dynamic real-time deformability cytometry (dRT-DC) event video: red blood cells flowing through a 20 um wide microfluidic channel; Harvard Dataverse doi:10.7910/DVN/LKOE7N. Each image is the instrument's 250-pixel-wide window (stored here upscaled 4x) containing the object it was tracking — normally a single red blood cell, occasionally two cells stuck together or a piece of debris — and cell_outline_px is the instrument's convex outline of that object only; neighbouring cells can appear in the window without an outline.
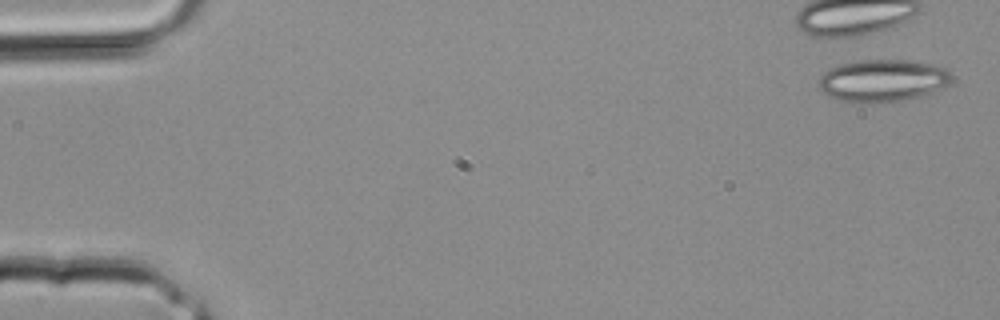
{"species": "common noctule bat (a hibernating species)", "species_latin": "Nyctalus noctula", "temperature_condition": "room temperature", "stored_images_in_passage": 2, "camera_frame_rate_fps": 3000, "um_per_image_px": 0.085, "animal": {"sex": "male", "body_mass_g": 20.4}, "frame": {"image": 1, "passage_image": 1, "time_ms": 0.0, "image_size_px": [1000, 320], "cell_outline_px": [[952, 80], [948, 84], [932, 92], [908, 100], [884, 104], [860, 104], [836, 100], [824, 92], [820, 88], [820, 76], [828, 68], [840, 64], [860, 60], [912, 60], [932, 64], [948, 68], [952, 76]], "centroid_in_image_um": [75.04, 6.87], "position_along_channel_um": 10.0, "area_um2": 33.47}}